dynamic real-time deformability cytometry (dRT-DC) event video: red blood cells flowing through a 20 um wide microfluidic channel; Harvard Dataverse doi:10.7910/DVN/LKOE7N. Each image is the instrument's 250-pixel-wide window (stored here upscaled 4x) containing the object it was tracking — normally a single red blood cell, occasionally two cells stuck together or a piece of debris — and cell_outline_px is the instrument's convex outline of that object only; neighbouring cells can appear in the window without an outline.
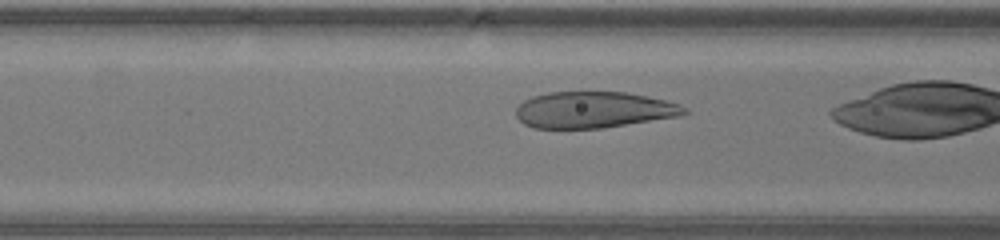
{"species": "human", "species_latin": "Homo sapiens", "temperature_condition": "warm", "stored_images_in_passage": 28, "camera_frame_rate_fps": 3000, "um_per_image_px": 0.085, "donor": {"sex": "male"}, "frame": {"image": 1, "passage_image": 10, "time_ms": 3.0, "image_size_px": [1000, 240], "cell_outline_px": [[692, 112], [680, 116], [604, 128], [536, 128], [524, 124], [516, 116], [516, 108], [524, 100], [532, 96], [548, 92], [628, 92], [668, 100], [680, 104], [688, 108]], "centroid_in_image_um": [50.53, 9.33], "position_along_channel_um": 116.1, "area_um2": 36.01}}
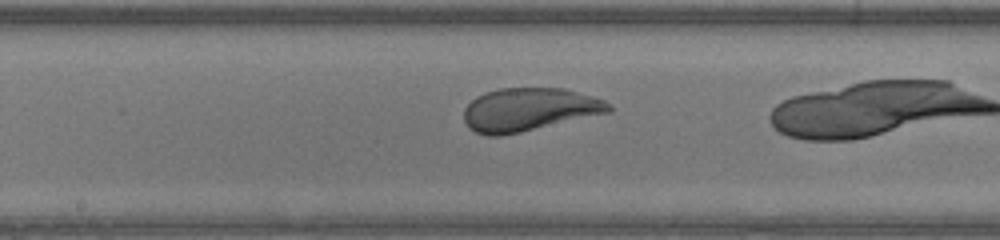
{"frame": {"image": 2, "passage_image": 16, "time_ms": 5.0, "image_size_px": [1000, 240], "cell_outline_px": [[612, 112], [520, 132], [500, 136], [488, 136], [476, 132], [468, 128], [464, 120], [464, 108], [476, 96], [484, 92], [500, 88], [564, 88], [604, 100], [612, 104]], "centroid_in_image_um": [44.96, 9.31], "position_along_channel_um": 203.2, "area_um2": 36.53}}
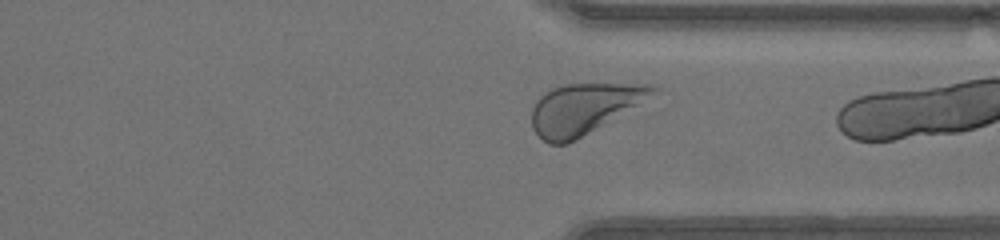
{"frame": {"image": 3, "passage_image": 27, "time_ms": 8.667, "image_size_px": [1000, 240], "cell_outline_px": [[660, 88], [636, 104], [568, 144], [548, 144], [532, 128], [532, 108], [536, 100], [540, 96], [552, 88], [564, 84], [656, 84]], "centroid_in_image_um": [49.54, 9.22], "position_along_channel_um": 361.9, "area_um2": 34.51}}